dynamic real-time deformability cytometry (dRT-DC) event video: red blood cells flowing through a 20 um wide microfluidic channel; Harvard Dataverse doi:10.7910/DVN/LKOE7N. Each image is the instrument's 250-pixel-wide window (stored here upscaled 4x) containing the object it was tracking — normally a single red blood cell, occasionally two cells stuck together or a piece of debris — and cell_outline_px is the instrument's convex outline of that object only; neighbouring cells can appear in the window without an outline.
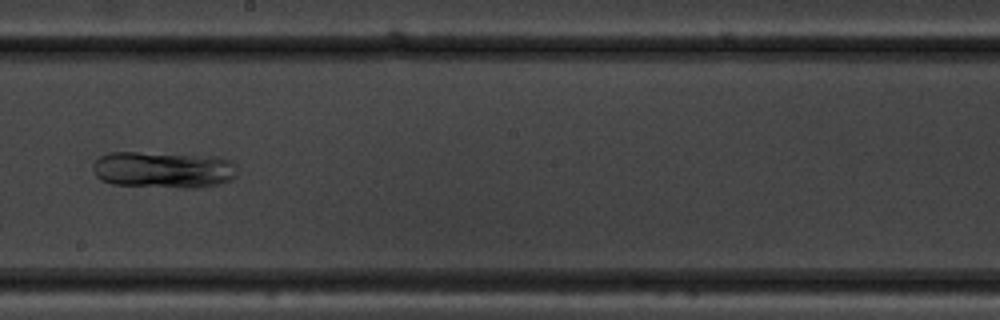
{"species": "common noctule bat (a hibernating species)", "species_latin": "Nyctalus noctula", "temperature_condition": "warm", "stored_images_in_passage": 54, "camera_frame_rate_fps": 3000, "um_per_image_px": 0.085, "animal": {"sex": "male", "body_mass_g": 19.5, "forearm_length_mm": 54.6}, "frame": {"image": 1, "passage_image": 31, "time_ms": 10.0, "image_size_px": [1000, 320], "cell_outline_px": [[236, 176], [232, 180], [220, 184], [200, 188], [196, 188], [112, 184], [100, 180], [96, 176], [92, 168], [92, 164], [100, 156], [108, 152], [136, 152], [216, 156], [232, 160], [236, 164]], "centroid_in_image_um": [13.92, 14.42], "position_along_channel_um": 234.3, "area_um2": 31.15}}
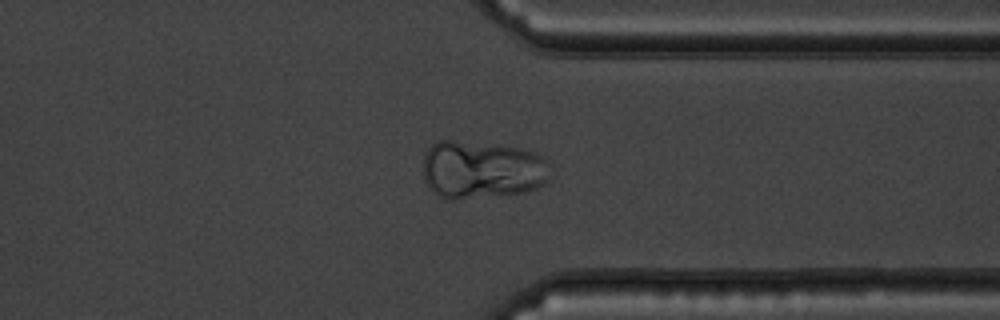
{"frame": {"image": 2, "passage_image": 42, "time_ms": 13.667, "image_size_px": [1000, 320], "cell_outline_px": [[548, 180], [544, 184], [536, 188], [524, 192], [452, 200], [448, 200], [440, 196], [424, 180], [424, 156], [428, 148], [436, 140], [452, 140], [520, 148], [536, 152], [544, 160]], "centroid_in_image_um": [40.91, 14.42], "position_along_channel_um": 370.5, "area_um2": 42.48}}
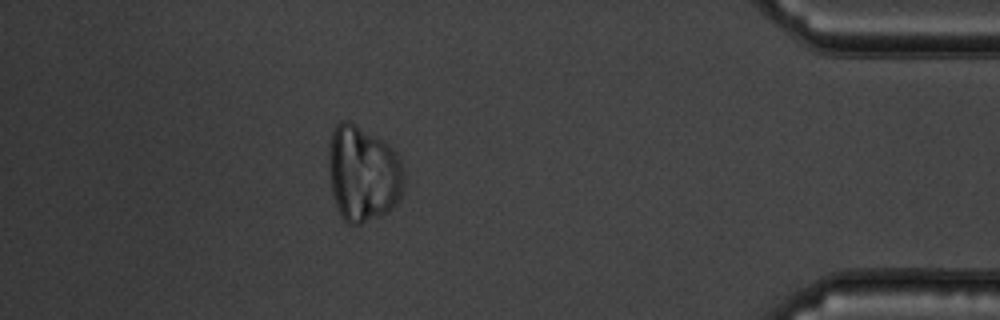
{"frame": {"image": 3, "passage_image": 48, "time_ms": 15.667, "image_size_px": [1000, 320], "cell_outline_px": [[404, 184], [400, 196], [396, 204], [392, 208], [360, 224], [348, 224], [344, 220], [336, 204], [332, 192], [328, 172], [328, 148], [332, 128], [336, 124], [344, 120], [348, 120], [356, 124], [384, 140], [396, 152], [404, 168]], "centroid_in_image_um": [30.84, 14.7], "position_along_channel_um": 404.4, "area_um2": 42.43}}